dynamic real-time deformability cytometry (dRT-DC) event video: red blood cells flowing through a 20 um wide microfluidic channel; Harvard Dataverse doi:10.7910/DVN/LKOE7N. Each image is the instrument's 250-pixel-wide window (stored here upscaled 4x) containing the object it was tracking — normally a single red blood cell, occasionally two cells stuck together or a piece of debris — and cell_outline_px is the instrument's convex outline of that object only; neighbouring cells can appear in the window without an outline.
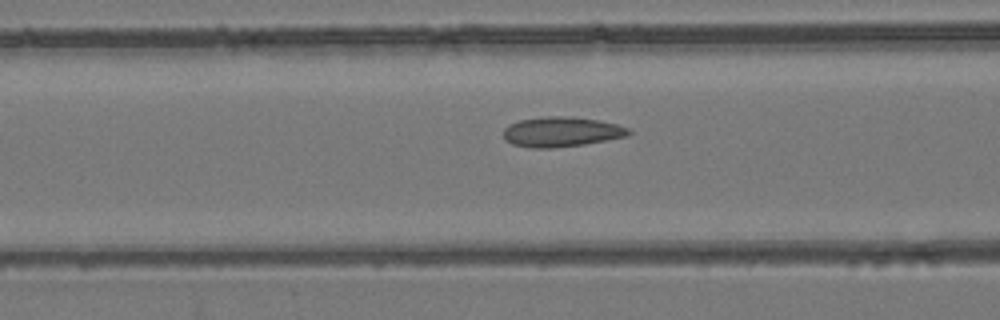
{"species": "common noctule bat (a hibernating species)", "species_latin": "Nyctalus noctula", "temperature_condition": "room temperature", "stored_images_in_passage": 54, "camera_frame_rate_fps": 3000, "um_per_image_px": 0.085, "animal": {"sex": "female", "body_mass_g": 24.6, "forearm_length_mm": 56.2}, "frame": {"image": 1, "passage_image": 22, "time_ms": 7.0, "image_size_px": [1000, 320], "cell_outline_px": [[632, 132], [628, 136], [584, 144], [552, 148], [528, 148], [512, 144], [504, 140], [504, 128], [508, 124], [520, 120], [548, 116], [572, 116], [600, 120], [616, 124], [628, 128]], "centroid_in_image_um": [47.71, 11.2], "position_along_channel_um": 118.9, "area_um2": 22.02}}
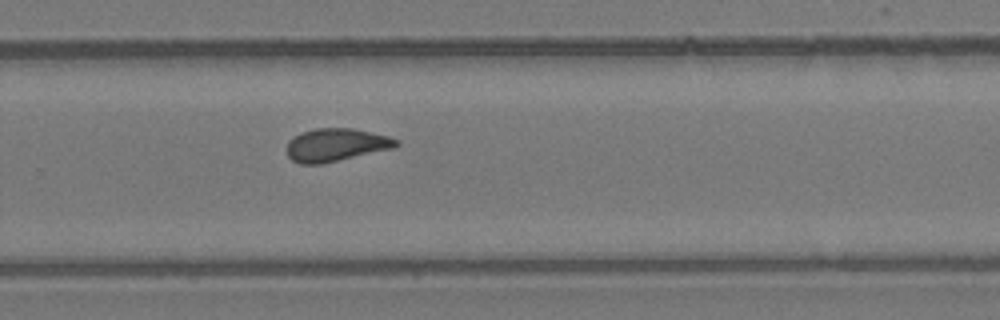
{"frame": {"image": 2, "passage_image": 36, "time_ms": 11.667, "image_size_px": [1000, 320], "cell_outline_px": [[400, 144], [396, 148], [320, 164], [300, 164], [292, 160], [288, 156], [288, 140], [300, 132], [316, 128], [352, 128], [388, 136], [400, 140]], "centroid_in_image_um": [28.58, 12.31], "position_along_channel_um": 301.2, "area_um2": 21.1}}
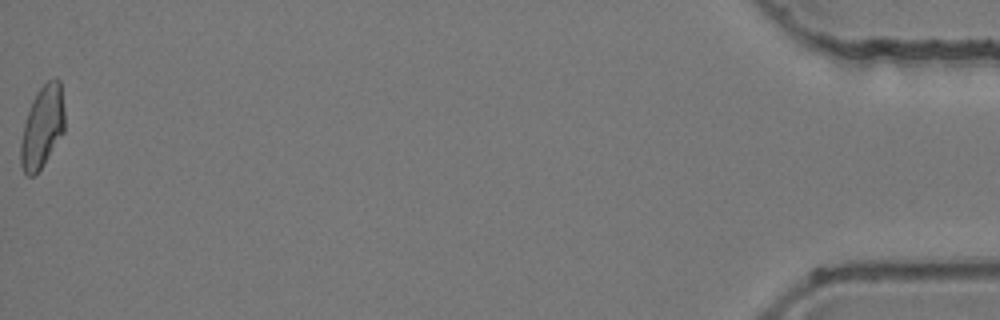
{"frame": {"image": 3, "passage_image": 54, "time_ms": 17.667, "image_size_px": [1000, 320], "cell_outline_px": [[64, 132], [44, 164], [32, 176], [28, 176], [24, 172], [20, 164], [20, 144], [24, 124], [32, 100], [40, 88], [48, 80], [60, 80], [64, 108]], "centroid_in_image_um": [3.59, 10.81], "position_along_channel_um": 431.6, "area_um2": 20.81}, "authors_computed_cell_mechanics": {"area_um2": 21.0392, "velocity_mm_per_s": 3.9164, "shape_relaxation_time_tau1_ms": 10.2426, "shape_relaxation_time_tau2_ms": 2.6009, "deformation_change_tau1": 0.1886, "deformation_change_tau2": 0.0723}}